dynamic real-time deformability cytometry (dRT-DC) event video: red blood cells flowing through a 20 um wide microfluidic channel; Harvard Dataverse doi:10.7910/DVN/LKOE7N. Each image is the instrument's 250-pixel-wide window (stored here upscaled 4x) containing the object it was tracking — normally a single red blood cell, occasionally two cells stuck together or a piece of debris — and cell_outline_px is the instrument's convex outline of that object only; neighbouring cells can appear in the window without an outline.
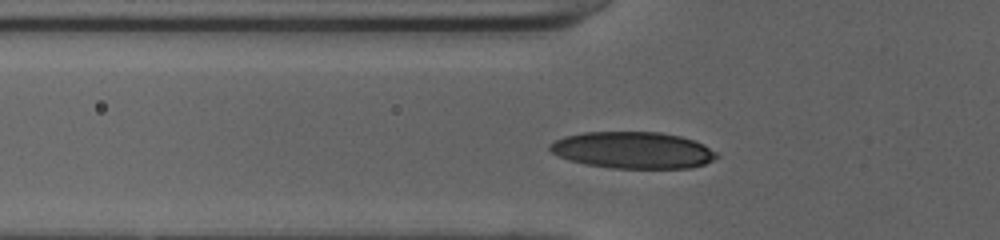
{"species": "human", "species_latin": "Homo sapiens", "temperature_condition": "cold", "stored_images_in_passage": 37, "camera_frame_rate_fps": 3000, "um_per_image_px": 0.085, "donor": {"sex": "female"}, "frame": {"image": 1, "passage_image": 11, "time_ms": 3.333, "image_size_px": [1000, 240], "cell_outline_px": [[720, 156], [704, 164], [688, 168], [612, 168], [584, 164], [568, 160], [552, 152], [548, 148], [548, 144], [564, 136], [584, 132], [660, 132], [680, 136], [704, 144], [716, 152]], "centroid_in_image_um": [53.78, 12.76], "position_along_channel_um": 72.0, "area_um2": 35.66}}
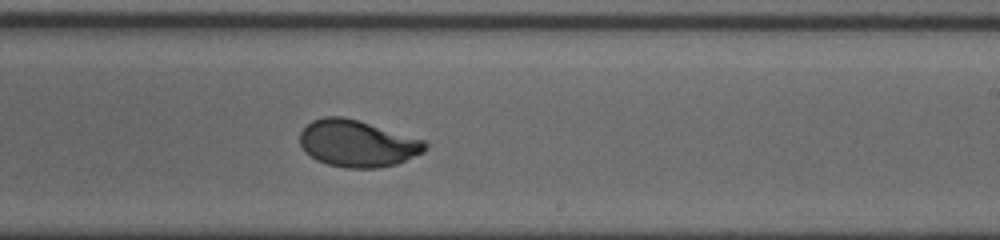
{"frame": {"image": 2, "passage_image": 25, "time_ms": 8.0, "image_size_px": [1000, 240], "cell_outline_px": [[428, 148], [424, 152], [396, 164], [376, 168], [344, 168], [328, 164], [316, 160], [300, 144], [300, 132], [312, 120], [324, 116], [340, 116], [356, 120], [424, 140], [428, 144]], "centroid_in_image_um": [30.38, 12.2], "position_along_channel_um": 258.6, "area_um2": 33.76}}
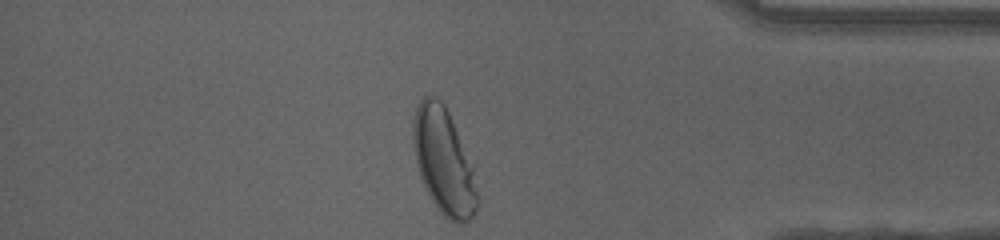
{"frame": {"image": 3, "passage_image": 37, "time_ms": 12.0, "image_size_px": [1000, 240], "cell_outline_px": [[480, 200], [472, 216], [464, 224], [456, 224], [448, 220], [440, 212], [432, 200], [420, 176], [416, 164], [412, 144], [412, 124], [416, 108], [420, 100], [424, 96], [436, 96], [444, 104], [448, 112], [472, 164]], "centroid_in_image_um": [37.71, 13.74], "position_along_channel_um": 397.5, "area_um2": 39.71}, "authors_computed_cell_mechanics": {"area_um2": 34.4488, "velocity_mm_per_s": 4.0165, "shape_relaxation_time_tau1_ms": 3.0894, "shape_relaxation_time_tau2_ms": null, "deformation_change_tau1": 0.1808, "deformation_change_tau2": null}}